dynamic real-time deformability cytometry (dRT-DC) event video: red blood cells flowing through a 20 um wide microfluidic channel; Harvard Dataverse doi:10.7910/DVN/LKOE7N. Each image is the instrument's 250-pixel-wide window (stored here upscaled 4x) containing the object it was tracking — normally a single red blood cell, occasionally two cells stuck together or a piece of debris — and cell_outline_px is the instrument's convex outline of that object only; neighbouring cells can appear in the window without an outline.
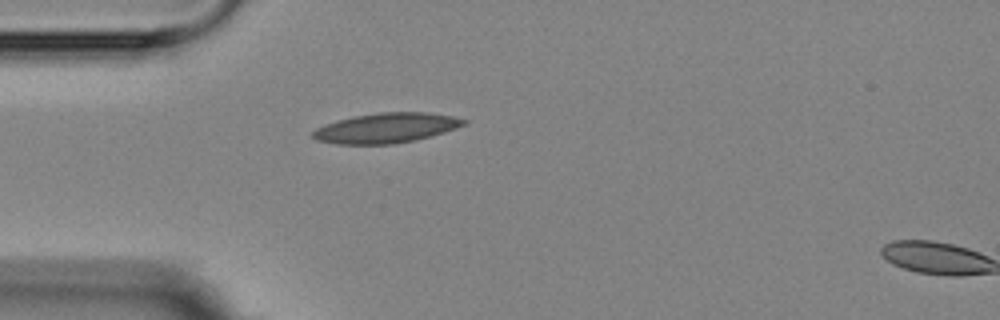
{"species": "Egyptian fruit bat (a non-hibernating species)", "species_latin": "Rousettus aegyptiacus", "temperature_condition": "room temperature", "stored_images_in_passage": 5, "camera_frame_rate_fps": 3000, "um_per_image_px": 0.085, "animal": {"sex": "female"}, "frame": {"image": 1, "passage_image": 5, "time_ms": 6.333, "image_size_px": [1000, 320], "cell_outline_px": [[468, 124], [444, 132], [416, 140], [392, 144], [336, 144], [316, 140], [312, 136], [312, 132], [316, 128], [324, 124], [336, 120], [352, 116], [380, 112], [428, 112], [452, 116], [468, 120]], "centroid_in_image_um": [32.82, 10.87], "position_along_channel_um": 52.2, "area_um2": 26.53}}